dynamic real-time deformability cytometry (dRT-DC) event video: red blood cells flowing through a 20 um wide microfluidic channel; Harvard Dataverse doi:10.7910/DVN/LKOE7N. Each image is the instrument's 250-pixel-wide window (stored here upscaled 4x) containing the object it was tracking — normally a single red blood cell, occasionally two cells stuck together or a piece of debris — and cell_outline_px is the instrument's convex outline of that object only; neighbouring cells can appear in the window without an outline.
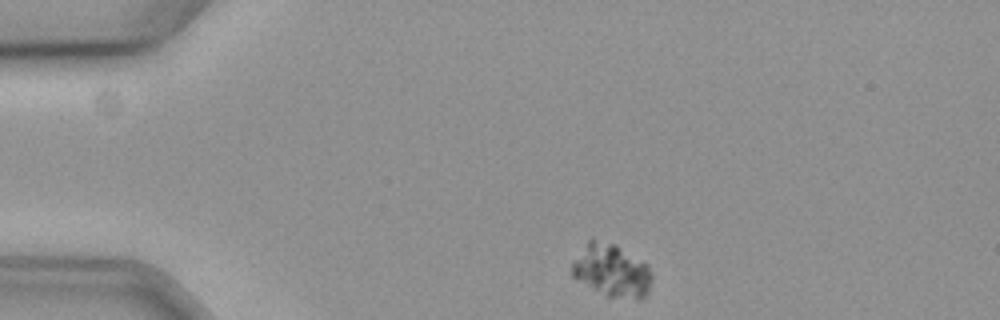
{"species": "common noctule bat (a hibernating species)", "species_latin": "Nyctalus noctula", "temperature_condition": "cold", "stored_images_in_passage": 49, "camera_frame_rate_fps": 3000, "um_per_image_px": 0.085, "animal": {"sex": "female", "body_mass_g": 19.3, "forearm_length_mm": 54.1}, "frame": {"image": 1, "passage_image": 1, "time_ms": 0.0, "image_size_px": [1000, 320], "cell_outline_px": [[652, 280], [648, 292], [640, 300], [636, 300], [608, 296], [572, 276], [572, 264], [588, 240], [592, 236], [616, 244], [648, 264], [652, 276]], "centroid_in_image_um": [52.03, 22.97], "position_along_channel_um": 33.0, "area_um2": 24.57}}
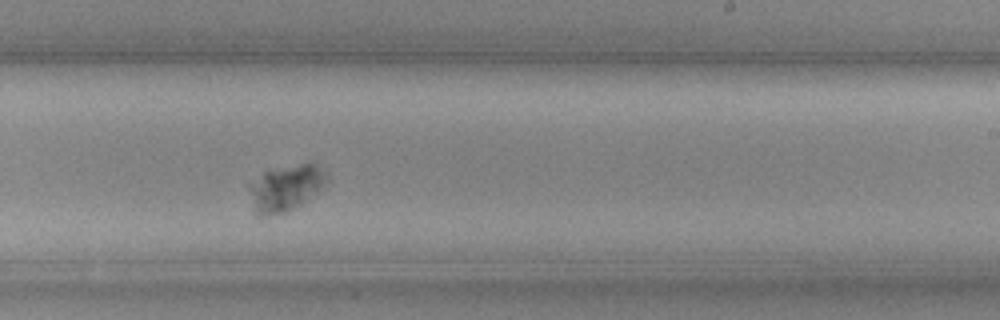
{"frame": {"image": 2, "passage_image": 26, "time_ms": 8.333, "image_size_px": [1000, 320], "cell_outline_px": [[328, 180], [316, 192], [296, 208], [288, 212], [268, 216], [256, 216], [252, 208], [248, 188], [248, 184], [264, 172], [300, 164], [312, 164], [324, 172], [328, 176]], "centroid_in_image_um": [24.2, 16.04], "position_along_channel_um": 264.8, "area_um2": 20.58}}
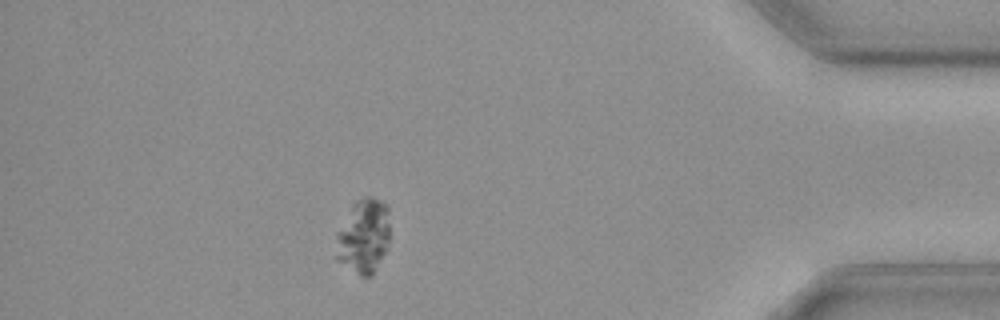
{"frame": {"image": 3, "passage_image": 42, "time_ms": 13.667, "image_size_px": [1000, 320], "cell_outline_px": [[388, 248], [372, 276], [360, 276], [336, 260], [336, 236], [352, 204], [356, 200], [368, 196], [380, 200], [388, 208]], "centroid_in_image_um": [30.9, 20.1], "position_along_channel_um": 404.3, "area_um2": 23.29}}